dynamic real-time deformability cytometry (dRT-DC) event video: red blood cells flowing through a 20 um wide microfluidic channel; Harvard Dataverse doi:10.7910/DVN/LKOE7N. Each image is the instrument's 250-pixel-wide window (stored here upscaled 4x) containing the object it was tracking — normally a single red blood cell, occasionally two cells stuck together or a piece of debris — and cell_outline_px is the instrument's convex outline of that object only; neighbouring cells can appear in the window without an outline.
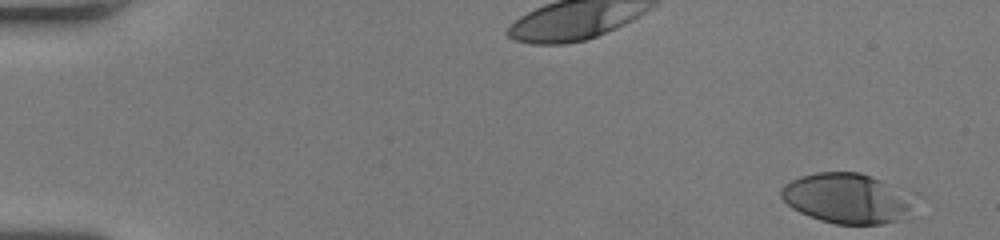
{"species": "human", "species_latin": "Homo sapiens", "temperature_condition": "room temperature", "stored_images_in_passage": 42, "camera_frame_rate_fps": 3000, "um_per_image_px": 0.085, "donor": {"sex": "female"}, "frame": {"image": 1, "passage_image": 1, "time_ms": 0.0, "image_size_px": [1000, 240], "cell_outline_px": [[908, 208], [896, 220], [880, 224], [836, 224], [820, 220], [808, 216], [792, 208], [780, 196], [780, 188], [784, 184], [800, 176], [816, 172], [860, 172], [880, 180], [908, 200]], "centroid_in_image_um": [71.76, 16.85], "position_along_channel_um": 13.2, "area_um2": 37.17}}
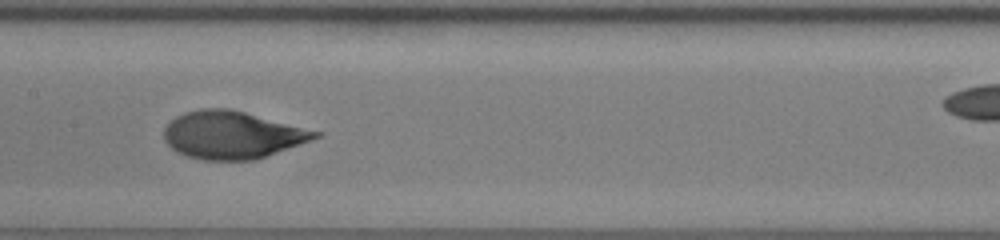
{"frame": {"image": 2, "passage_image": 26, "time_ms": 8.333, "image_size_px": [1000, 240], "cell_outline_px": [[324, 132], [320, 136], [256, 160], [204, 160], [184, 156], [176, 152], [164, 140], [164, 128], [176, 116], [184, 112], [200, 108], [232, 108]], "centroid_in_image_um": [19.73, 11.46], "position_along_channel_um": 187.7, "area_um2": 42.19}}
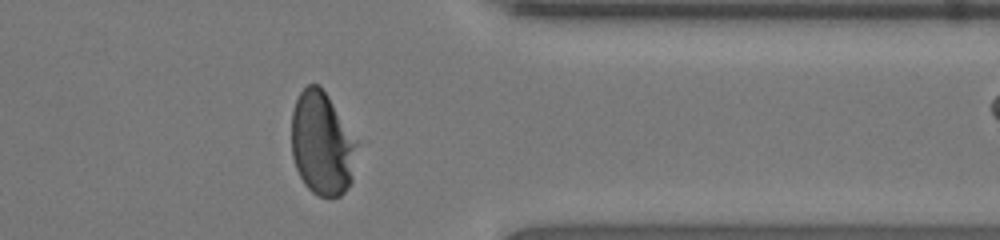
{"frame": {"image": 3, "passage_image": 41, "time_ms": 13.333, "image_size_px": [1000, 240], "cell_outline_px": [[360, 144], [352, 180], [344, 192], [340, 196], [320, 196], [312, 192], [304, 184], [296, 168], [292, 156], [292, 112], [296, 100], [300, 92], [308, 84], [320, 84]], "centroid_in_image_um": [27.4, 12.21], "position_along_channel_um": 384.0, "area_um2": 39.82}}